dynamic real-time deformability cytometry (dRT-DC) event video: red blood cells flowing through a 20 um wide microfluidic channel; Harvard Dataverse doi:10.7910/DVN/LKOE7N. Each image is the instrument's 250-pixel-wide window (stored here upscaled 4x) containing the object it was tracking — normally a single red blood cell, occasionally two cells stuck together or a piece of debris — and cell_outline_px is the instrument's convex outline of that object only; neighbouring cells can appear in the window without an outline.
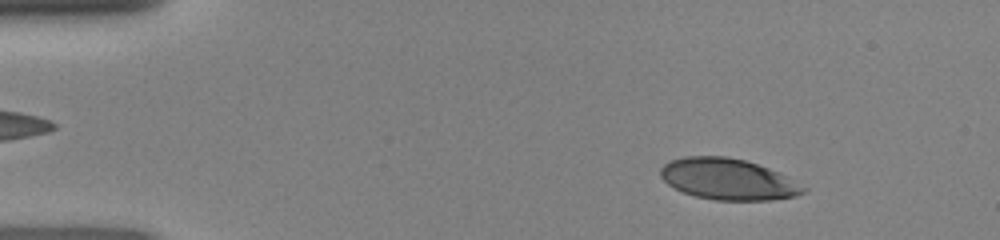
{"species": "human", "species_latin": "Homo sapiens", "temperature_condition": "room temperature", "stored_images_in_passage": 47, "camera_frame_rate_fps": 3000, "um_per_image_px": 0.085, "donor": {"sex": "female"}, "frame": {"image": 1, "passage_image": 6, "time_ms": 1.667, "image_size_px": [1000, 240], "cell_outline_px": [[808, 188], [804, 192], [796, 196], [768, 200], [716, 200], [696, 196], [684, 192], [668, 184], [660, 176], [660, 168], [664, 164], [672, 160], [684, 156], [728, 156], [744, 160], [768, 168]], "centroid_in_image_um": [61.86, 15.23], "position_along_channel_um": 23.1, "area_um2": 33.87}}
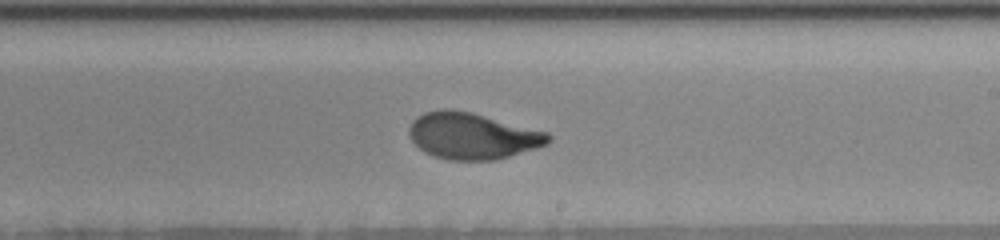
{"frame": {"image": 2, "passage_image": 28, "time_ms": 9.0, "image_size_px": [1000, 240], "cell_outline_px": [[552, 140], [548, 144], [536, 148], [496, 160], [448, 160], [432, 156], [424, 152], [408, 136], [408, 128], [412, 120], [416, 116], [424, 112], [444, 108], [472, 112], [548, 132], [552, 136]], "centroid_in_image_um": [40.14, 11.55], "position_along_channel_um": 248.9, "area_um2": 37.97}}
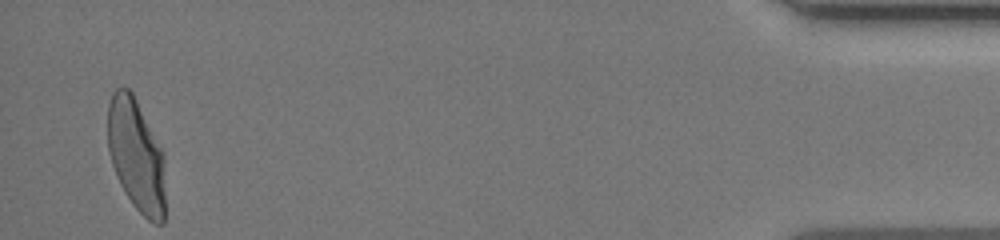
{"frame": {"image": 3, "passage_image": 46, "time_ms": 15.0, "image_size_px": [1000, 240], "cell_outline_px": [[164, 224], [156, 224], [148, 220], [132, 204], [120, 184], [112, 164], [108, 152], [108, 104], [112, 92], [116, 88], [128, 88], [132, 92], [164, 152]], "centroid_in_image_um": [11.58, 13.2], "position_along_channel_um": 423.6, "area_um2": 37.86}}